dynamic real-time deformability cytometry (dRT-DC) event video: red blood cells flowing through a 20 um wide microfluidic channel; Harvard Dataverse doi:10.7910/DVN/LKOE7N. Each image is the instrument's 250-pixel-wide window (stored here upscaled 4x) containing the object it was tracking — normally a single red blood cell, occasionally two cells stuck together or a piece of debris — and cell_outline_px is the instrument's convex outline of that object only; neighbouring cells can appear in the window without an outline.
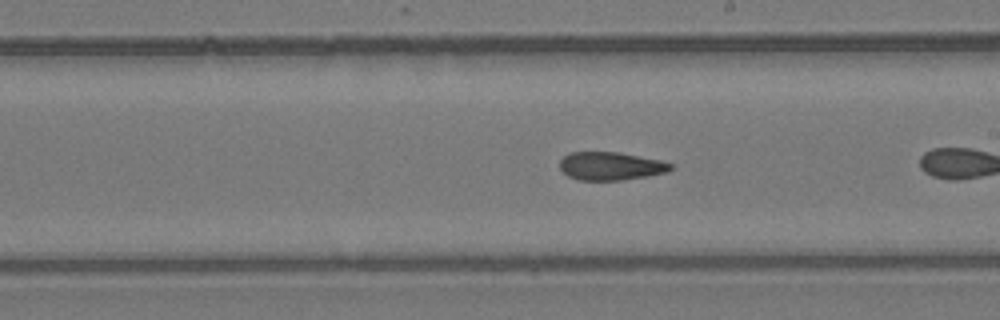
{"species": "common noctule bat (a hibernating species)", "species_latin": "Nyctalus noctula", "temperature_condition": "room temperature", "stored_images_in_passage": 18, "camera_frame_rate_fps": 3000, "um_per_image_px": 0.085, "animal": {"sex": "female", "body_mass_g": 24.6, "forearm_length_mm": 56.2}, "frame": {"image": 1, "passage_image": 13, "time_ms": 4.0, "image_size_px": [1000, 320], "cell_outline_px": [[676, 168], [668, 172], [648, 176], [620, 180], [576, 180], [568, 176], [560, 168], [560, 160], [568, 152], [620, 152], [664, 160], [672, 164]], "centroid_in_image_um": [51.96, 14.11], "position_along_channel_um": 237.0, "area_um2": 18.55}}
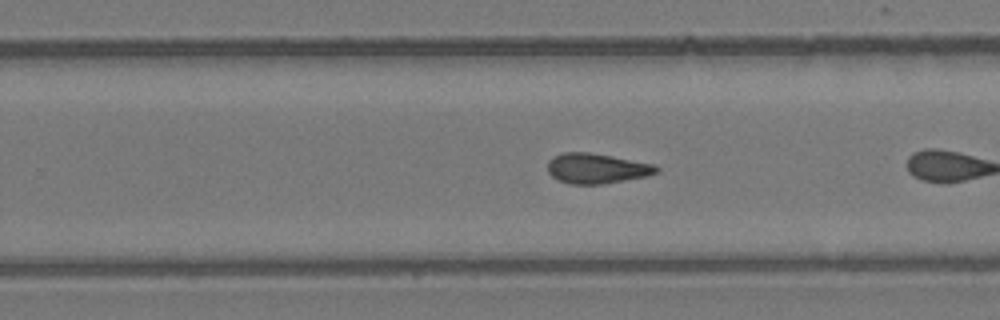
{"frame": {"image": 2, "passage_image": 16, "time_ms": 5.0, "image_size_px": [1000, 320], "cell_outline_px": [[660, 172], [648, 176], [600, 184], [572, 184], [560, 180], [552, 176], [548, 172], [548, 160], [552, 156], [564, 152], [588, 152], [612, 156], [656, 164], [660, 168]], "centroid_in_image_um": [50.75, 14.3], "position_along_channel_um": 279.0, "area_um2": 19.19}}